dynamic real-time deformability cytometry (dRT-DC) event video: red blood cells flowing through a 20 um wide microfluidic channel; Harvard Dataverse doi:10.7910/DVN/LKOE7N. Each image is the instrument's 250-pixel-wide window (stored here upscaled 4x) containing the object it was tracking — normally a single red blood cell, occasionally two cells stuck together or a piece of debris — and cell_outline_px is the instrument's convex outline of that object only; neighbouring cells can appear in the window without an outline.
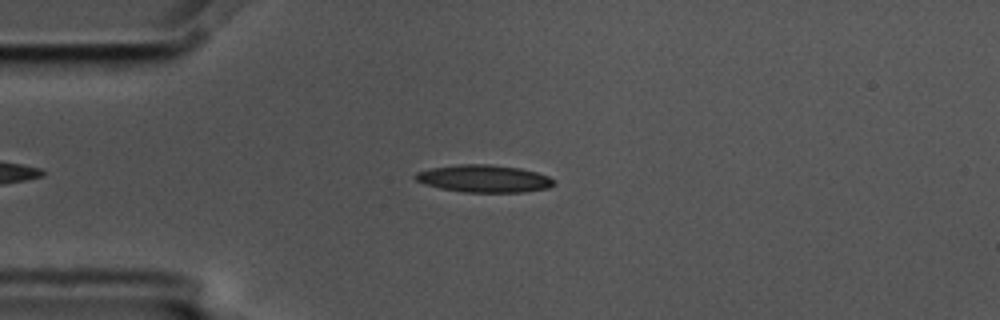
{"species": "common noctule bat (a hibernating species)", "species_latin": "Nyctalus noctula", "temperature_condition": "cold", "stored_images_in_passage": 3, "camera_frame_rate_fps": 3000, "um_per_image_px": 0.085, "animal": {"sex": "male", "body_mass_g": 17.5, "forearm_length_mm": 52.3}, "frame": {"image": 1, "passage_image": 3, "time_ms": 0.667, "image_size_px": [1000, 320], "cell_outline_px": [[556, 184], [548, 188], [520, 192], [464, 192], [440, 188], [424, 184], [416, 180], [412, 176], [416, 172], [432, 168], [460, 164], [488, 164], [520, 168], [536, 172], [548, 176]], "centroid_in_image_um": [41.11, 15.18], "position_along_channel_um": 43.9, "area_um2": 22.02}}